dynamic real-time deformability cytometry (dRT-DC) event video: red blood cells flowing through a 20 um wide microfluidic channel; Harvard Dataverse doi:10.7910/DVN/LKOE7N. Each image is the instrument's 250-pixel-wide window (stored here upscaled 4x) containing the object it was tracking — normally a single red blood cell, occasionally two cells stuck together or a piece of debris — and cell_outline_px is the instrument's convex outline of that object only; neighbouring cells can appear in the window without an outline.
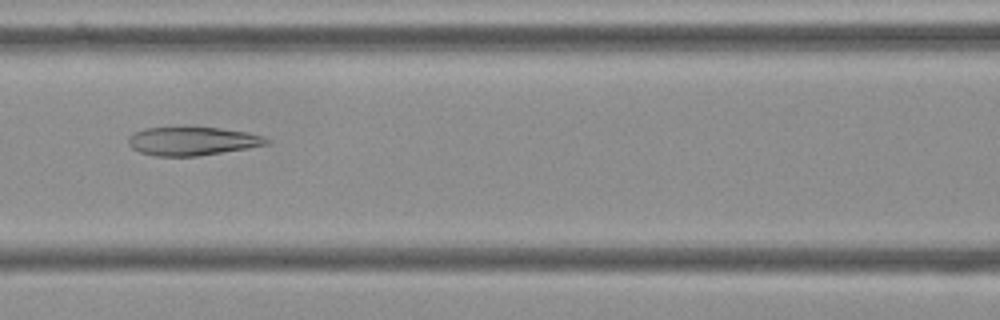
{"species": "Egyptian fruit bat (a non-hibernating species)", "species_latin": "Rousettus aegyptiacus", "temperature_condition": "cold", "stored_images_in_passage": 55, "camera_frame_rate_fps": 3000, "um_per_image_px": 0.085, "frame": {"image": 1, "passage_image": 24, "time_ms": 7.667, "image_size_px": [1000, 320], "cell_outline_px": [[272, 140], [268, 144], [248, 148], [196, 156], [152, 156], [140, 152], [132, 148], [128, 144], [128, 136], [144, 128], [220, 128], [248, 132], [264, 136]], "centroid_in_image_um": [16.36, 12.0], "position_along_channel_um": 150.2, "area_um2": 22.83}}
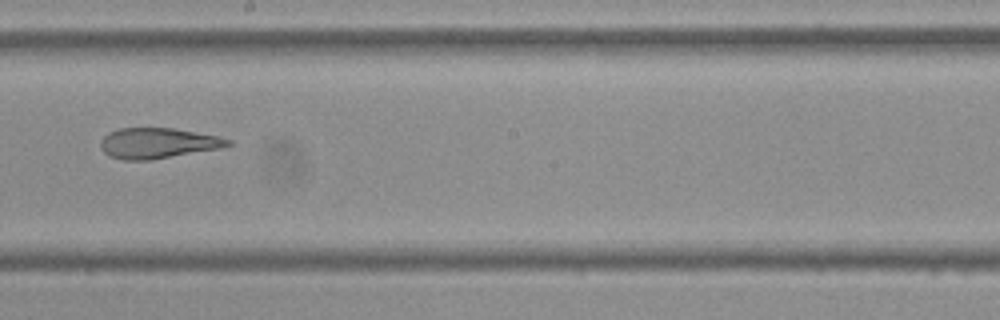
{"frame": {"image": 2, "passage_image": 31, "time_ms": 10.0, "image_size_px": [1000, 320], "cell_outline_px": [[232, 144], [220, 148], [152, 160], [124, 160], [108, 156], [100, 148], [100, 140], [108, 132], [120, 128], [172, 128], [220, 136], [232, 140]], "centroid_in_image_um": [13.4, 12.17], "position_along_channel_um": 234.8, "area_um2": 22.77}}
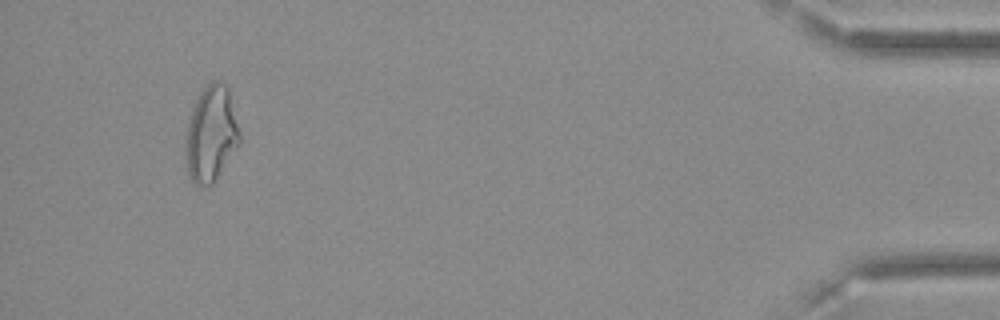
{"frame": {"image": 3, "passage_image": 52, "time_ms": 17.0, "image_size_px": [1000, 320], "cell_outline_px": [[240, 144], [212, 184], [196, 184], [188, 176], [184, 152], [188, 124], [196, 100], [200, 92], [212, 80], [216, 80], [224, 84], [228, 88], [240, 132]], "centroid_in_image_um": [17.94, 11.39], "position_along_channel_um": 417.3, "area_um2": 29.82}, "authors_computed_cell_mechanics": {"area_um2": 27.5706, "velocity_mm_per_s": 3.6315, "shape_relaxation_time_tau1_ms": null, "shape_relaxation_time_tau2_ms": 3.3687, "deformation_change_tau1": null, "deformation_change_tau2": 0.1239}}